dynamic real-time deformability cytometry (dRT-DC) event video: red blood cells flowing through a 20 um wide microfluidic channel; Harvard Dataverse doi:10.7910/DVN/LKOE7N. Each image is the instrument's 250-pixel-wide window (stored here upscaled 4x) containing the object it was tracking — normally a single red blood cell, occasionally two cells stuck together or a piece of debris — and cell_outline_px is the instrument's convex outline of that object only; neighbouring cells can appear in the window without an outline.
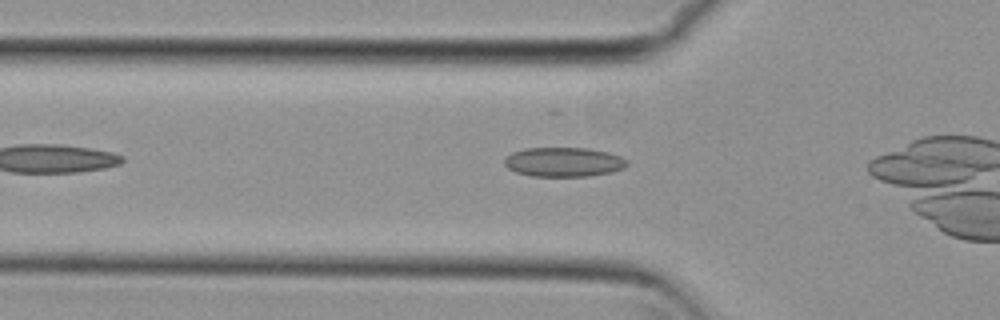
{"species": "common noctule bat (a hibernating species)", "species_latin": "Nyctalus noctula", "temperature_condition": "cold", "stored_images_in_passage": 23, "camera_frame_rate_fps": 3000, "um_per_image_px": 0.085, "animal": {"sex": "female", "body_mass_g": 29.2, "forearm_length_mm": 56.3}, "frame": {"image": 1, "passage_image": 14, "time_ms": 4.333, "image_size_px": [1000, 320], "cell_outline_px": [[628, 164], [624, 168], [612, 172], [588, 176], [532, 176], [516, 172], [508, 168], [504, 164], [504, 160], [512, 152], [524, 148], [588, 148], [608, 152], [620, 156], [628, 160]], "centroid_in_image_um": [47.93, 13.77], "position_along_channel_um": 77.9, "area_um2": 21.04}}